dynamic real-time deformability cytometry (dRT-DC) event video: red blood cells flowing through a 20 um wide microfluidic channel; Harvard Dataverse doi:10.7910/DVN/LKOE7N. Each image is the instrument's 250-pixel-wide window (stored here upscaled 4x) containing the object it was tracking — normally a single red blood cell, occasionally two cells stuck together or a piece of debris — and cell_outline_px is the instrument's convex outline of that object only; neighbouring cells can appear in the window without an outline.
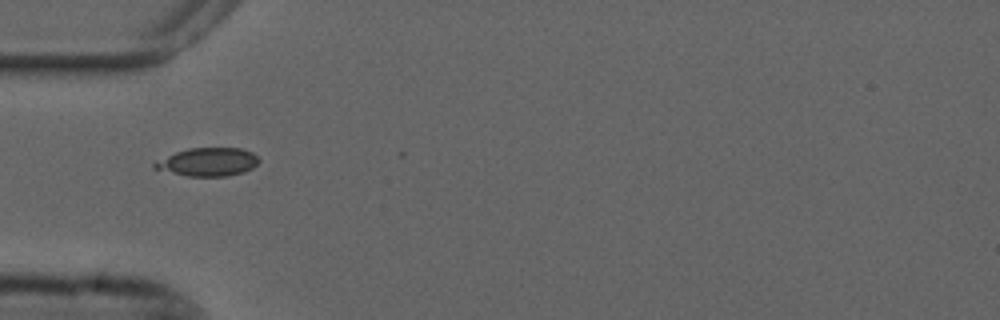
{"species": "common noctule bat (a hibernating species)", "species_latin": "Nyctalus noctula", "temperature_condition": "cold", "stored_images_in_passage": 39, "camera_frame_rate_fps": 3000, "um_per_image_px": 0.085, "animal": {"sex": "male", "forearm_length_mm": 52.5}, "frame": {"image": 1, "passage_image": 1, "time_ms": 0.0, "image_size_px": [1000, 320], "cell_outline_px": [[260, 160], [252, 168], [244, 172], [228, 176], [188, 176], [152, 168], [152, 164], [176, 152], [188, 148], [240, 148], [252, 152]], "centroid_in_image_um": [17.7, 13.77], "position_along_channel_um": 67.3, "area_um2": 16.99}}
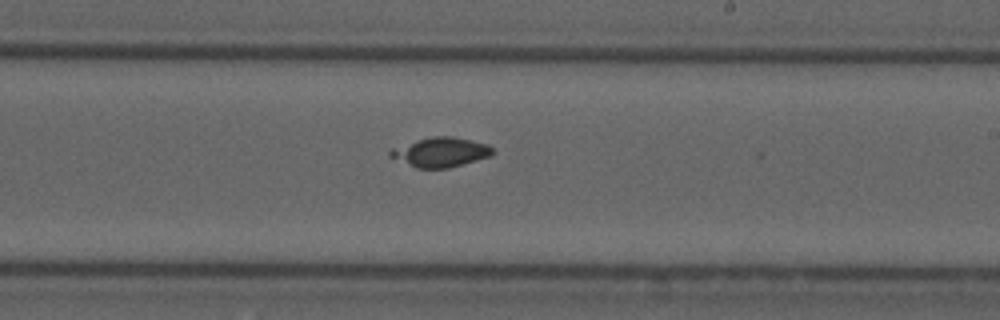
{"frame": {"image": 2, "passage_image": 16, "time_ms": 5.0, "image_size_px": [1000, 320], "cell_outline_px": [[496, 152], [488, 156], [476, 160], [448, 168], [416, 168], [388, 156], [388, 152], [392, 148], [416, 140], [432, 136], [452, 136], [488, 144]], "centroid_in_image_um": [37.42, 12.93], "position_along_channel_um": 251.6, "area_um2": 17.51}}
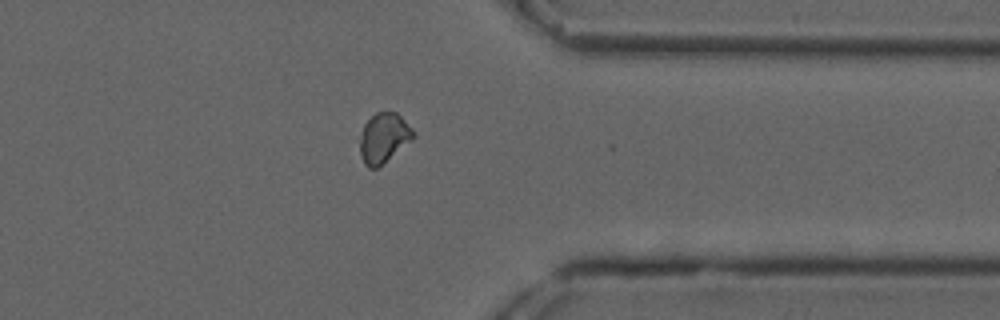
{"frame": {"image": 3, "passage_image": 27, "time_ms": 8.667, "image_size_px": [1000, 320], "cell_outline_px": [[416, 136], [412, 140], [376, 168], [368, 168], [364, 164], [360, 156], [360, 132], [364, 124], [376, 112], [396, 112], [416, 132]], "centroid_in_image_um": [32.61, 11.71], "position_along_channel_um": 378.8, "area_um2": 15.43}}